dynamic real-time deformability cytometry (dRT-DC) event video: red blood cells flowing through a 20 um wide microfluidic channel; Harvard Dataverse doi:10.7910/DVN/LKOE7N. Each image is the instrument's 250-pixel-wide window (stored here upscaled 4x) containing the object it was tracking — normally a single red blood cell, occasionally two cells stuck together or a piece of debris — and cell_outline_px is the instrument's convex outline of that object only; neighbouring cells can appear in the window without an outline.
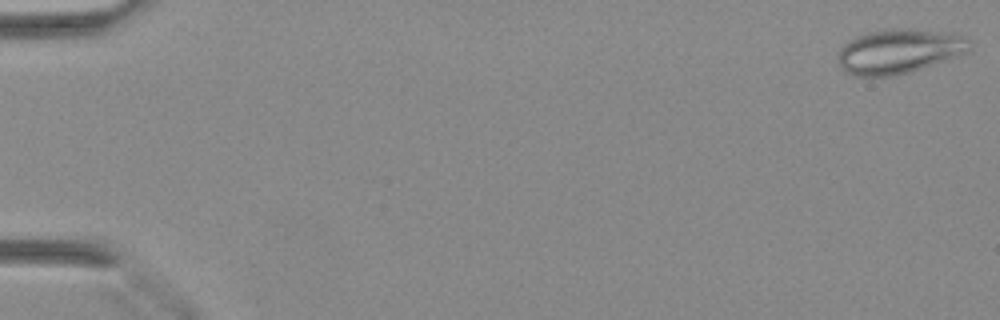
{"species": "Egyptian fruit bat (a non-hibernating species)", "species_latin": "Rousettus aegyptiacus", "temperature_condition": "warm", "stored_images_in_passage": 42, "camera_frame_rate_fps": 3000, "um_per_image_px": 0.085, "animal": {"sex": "female"}, "frame": {"image": 1, "passage_image": 1, "time_ms": 0.0, "image_size_px": [1000, 320], "cell_outline_px": [[968, 52], [960, 56], [908, 72], [892, 76], [852, 76], [844, 72], [836, 56], [840, 48], [844, 44], [860, 36], [872, 32], [900, 28], [908, 28], [952, 32], [968, 40]], "centroid_in_image_um": [76.41, 4.37], "position_along_channel_um": 8.6, "area_um2": 33.87}}
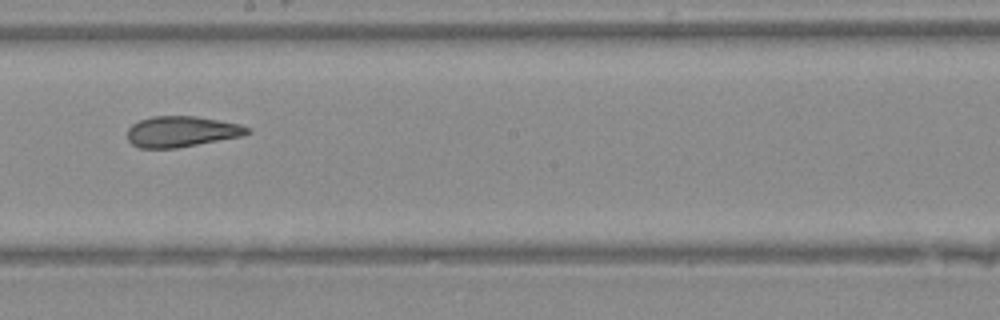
{"frame": {"image": 2, "passage_image": 25, "time_ms": 8.0, "image_size_px": [1000, 320], "cell_outline_px": [[252, 132], [244, 136], [176, 148], [140, 148], [132, 144], [128, 140], [128, 128], [132, 124], [140, 120], [152, 116], [196, 116], [240, 124], [252, 128]], "centroid_in_image_um": [15.47, 11.18], "position_along_channel_um": 232.7, "area_um2": 21.68}}
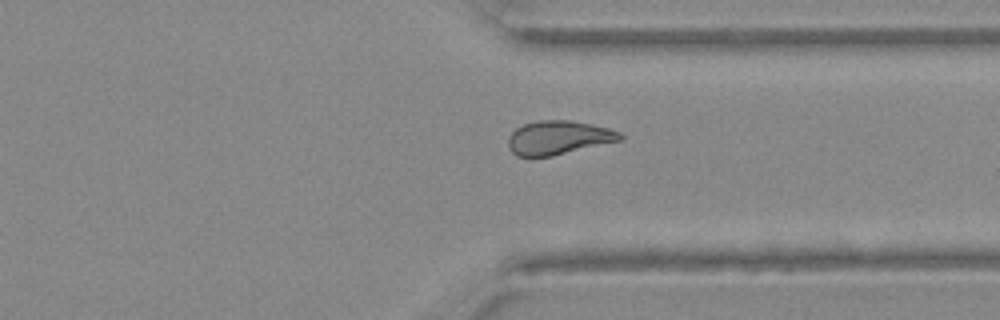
{"frame": {"image": 3, "passage_image": 33, "time_ms": 10.667, "image_size_px": [1000, 320], "cell_outline_px": [[624, 136], [620, 140], [552, 156], [516, 156], [508, 148], [508, 136], [516, 128], [524, 124], [540, 120], [572, 120], [592, 124], [608, 128], [620, 132]], "centroid_in_image_um": [47.45, 11.69], "position_along_channel_um": 364.0, "area_um2": 21.96}}